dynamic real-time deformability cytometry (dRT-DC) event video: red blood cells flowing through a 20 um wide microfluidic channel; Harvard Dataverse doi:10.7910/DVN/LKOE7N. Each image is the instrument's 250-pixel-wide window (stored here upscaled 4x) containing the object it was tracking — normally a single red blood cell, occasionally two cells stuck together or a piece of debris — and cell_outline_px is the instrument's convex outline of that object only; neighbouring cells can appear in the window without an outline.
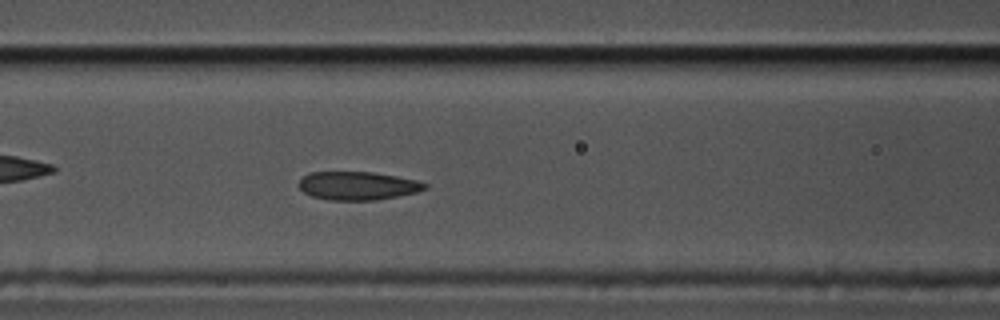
{"species": "common noctule bat (a hibernating species)", "species_latin": "Nyctalus noctula", "temperature_condition": "cold", "stored_images_in_passage": 58, "camera_frame_rate_fps": 3000, "um_per_image_px": 0.085, "animal": {"sex": "male", "body_mass_g": 17.5, "forearm_length_mm": 52.3}, "frame": {"image": 1, "passage_image": 23, "time_ms": 7.333, "image_size_px": [1000, 320], "cell_outline_px": [[428, 188], [416, 192], [376, 200], [328, 200], [312, 196], [304, 192], [300, 188], [300, 180], [304, 176], [312, 172], [372, 172], [396, 176], [416, 180], [428, 184]], "centroid_in_image_um": [30.42, 15.79], "position_along_channel_um": 136.2, "area_um2": 20.63}}
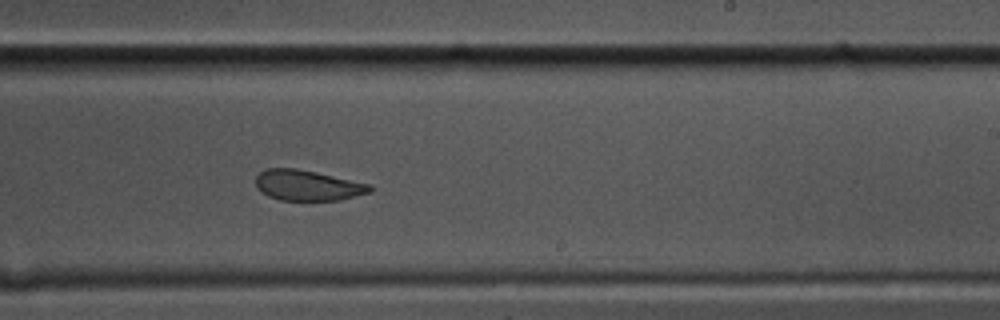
{"frame": {"image": 2, "passage_image": 34, "time_ms": 11.0, "image_size_px": [1000, 320], "cell_outline_px": [[372, 192], [340, 200], [280, 200], [268, 196], [260, 192], [256, 188], [256, 176], [260, 172], [268, 168], [296, 168], [316, 172], [372, 184]], "centroid_in_image_um": [26.15, 15.76], "position_along_channel_um": 262.8, "area_um2": 20.46}}
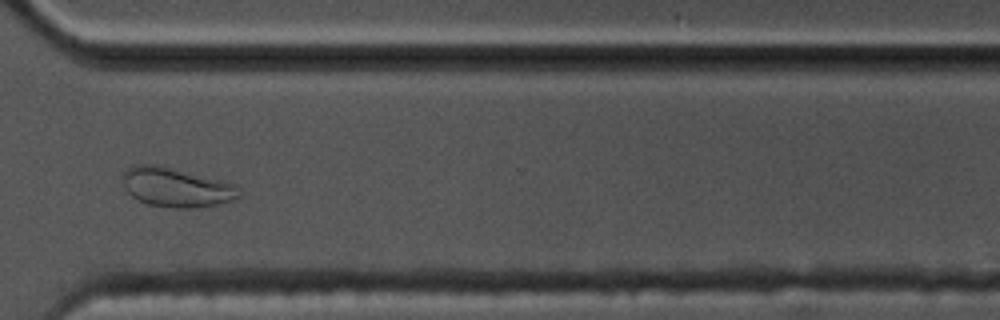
{"frame": {"image": 3, "passage_image": 42, "time_ms": 13.667, "image_size_px": [1000, 320], "cell_outline_px": [[240, 196], [232, 200], [216, 204], [196, 208], [176, 208], [148, 204], [136, 200], [124, 188], [120, 176], [132, 164], [152, 164], [220, 180], [236, 184], [240, 192]], "centroid_in_image_um": [14.92, 15.93], "position_along_channel_um": 355.7, "area_um2": 26.47}, "authors_computed_cell_mechanics": {"area_um2": 21.7039, "velocity_mm_per_s": 3.469, "shape_relaxation_time_tau1_ms": null, "shape_relaxation_time_tau2_ms": 1.871, "deformation_change_tau1": null, "deformation_change_tau2": 0.0657}}